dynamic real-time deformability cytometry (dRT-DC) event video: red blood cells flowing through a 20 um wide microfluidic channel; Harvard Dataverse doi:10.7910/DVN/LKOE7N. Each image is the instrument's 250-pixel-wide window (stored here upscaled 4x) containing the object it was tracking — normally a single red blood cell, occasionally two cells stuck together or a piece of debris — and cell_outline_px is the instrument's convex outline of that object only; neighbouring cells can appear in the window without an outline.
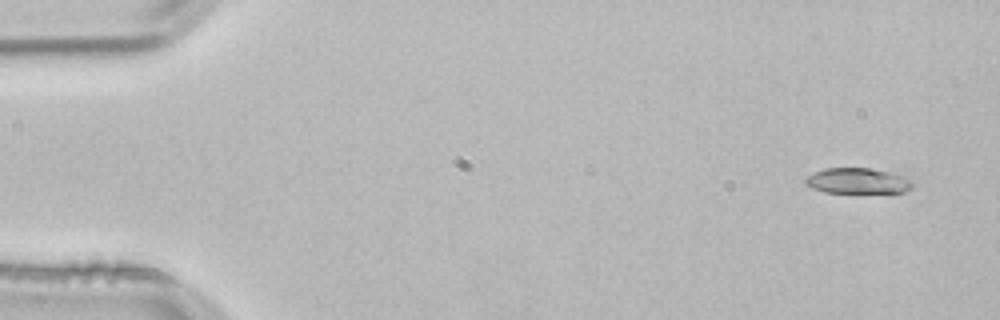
{"species": "common noctule bat (a hibernating species)", "species_latin": "Nyctalus noctula", "temperature_condition": "room temperature", "stored_images_in_passage": 4, "segment_of_instrument_passage": [1, 2], "camera_frame_rate_fps": 3000, "um_per_image_px": 0.085, "animal": {"sex": "male", "body_mass_g": 21.5, "forearm_length_mm": 52.0}, "frame": {"image": 1, "passage_image": 1, "time_ms": 0.0, "image_size_px": [1000, 320], "cell_outline_px": [[912, 188], [904, 192], [824, 192], [812, 188], [804, 184], [804, 180], [808, 176], [824, 168], [868, 168], [888, 172], [912, 180]], "centroid_in_image_um": [72.86, 15.38], "position_along_channel_um": 12.1, "area_um2": 15.66}}
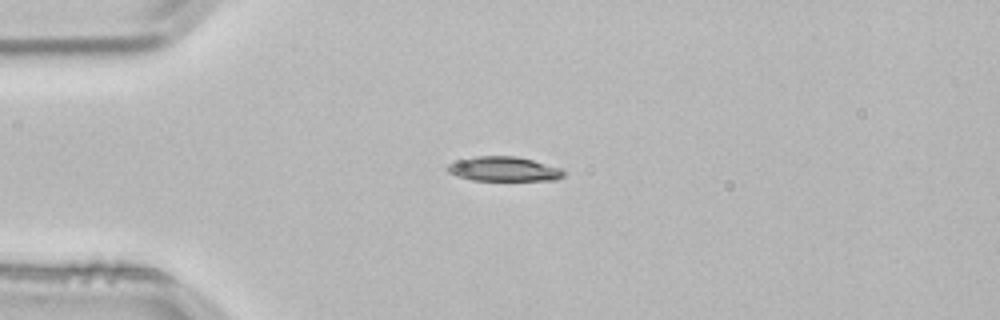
{"frame": {"image": 2, "passage_image": 3, "time_ms": 0.667, "image_size_px": [1000, 320], "cell_outline_px": [[564, 176], [556, 180], [472, 180], [456, 176], [448, 172], [444, 168], [448, 164], [460, 160], [476, 156], [516, 156], [564, 168]], "centroid_in_image_um": [42.83, 14.37], "position_along_channel_um": 42.2, "area_um2": 16.7}}